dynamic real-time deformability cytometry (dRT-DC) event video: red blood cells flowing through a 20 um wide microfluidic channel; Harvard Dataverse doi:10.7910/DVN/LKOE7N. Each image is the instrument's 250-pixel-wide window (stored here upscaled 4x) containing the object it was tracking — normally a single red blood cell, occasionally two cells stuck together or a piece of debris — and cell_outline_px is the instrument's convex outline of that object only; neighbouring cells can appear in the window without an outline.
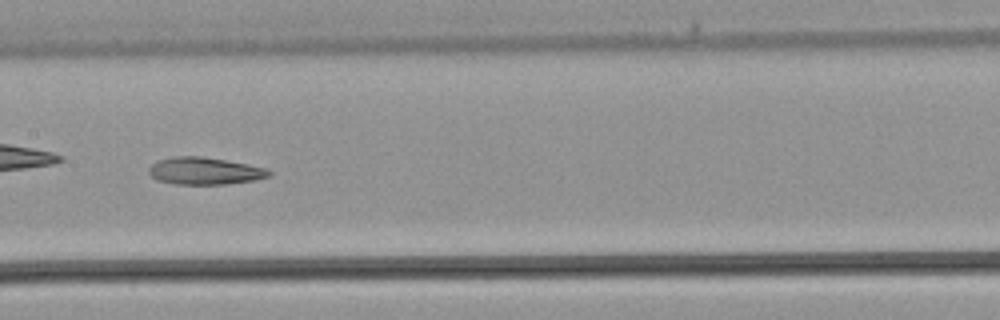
{"species": "common noctule bat (a hibernating species)", "species_latin": "Nyctalus noctula", "temperature_condition": "warm", "stored_images_in_passage": 35, "camera_frame_rate_fps": 3000, "um_per_image_px": 0.085, "animal": {"sex": "male", "body_mass_g": 21.5, "forearm_length_mm": 52.0}, "frame": {"image": 1, "passage_image": 16, "time_ms": 5.0, "image_size_px": [1000, 320], "cell_outline_px": [[272, 176], [256, 180], [224, 184], [176, 184], [156, 180], [148, 172], [148, 168], [156, 160], [172, 156], [200, 156], [248, 164], [268, 168], [272, 172]], "centroid_in_image_um": [17.41, 14.53], "position_along_channel_um": 190.0, "area_um2": 19.25}}
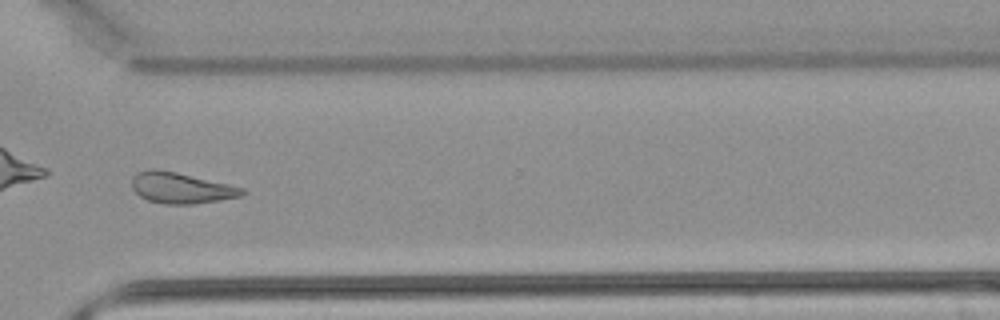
{"frame": {"image": 2, "passage_image": 25, "time_ms": 8.0, "image_size_px": [1000, 320], "cell_outline_px": [[248, 192], [240, 196], [192, 204], [164, 204], [148, 200], [140, 196], [132, 188], [132, 176], [136, 172], [152, 168], [156, 168], [176, 172], [228, 184], [244, 188]], "centroid_in_image_um": [15.35, 15.96], "position_along_channel_um": 355.2, "area_um2": 19.77}}